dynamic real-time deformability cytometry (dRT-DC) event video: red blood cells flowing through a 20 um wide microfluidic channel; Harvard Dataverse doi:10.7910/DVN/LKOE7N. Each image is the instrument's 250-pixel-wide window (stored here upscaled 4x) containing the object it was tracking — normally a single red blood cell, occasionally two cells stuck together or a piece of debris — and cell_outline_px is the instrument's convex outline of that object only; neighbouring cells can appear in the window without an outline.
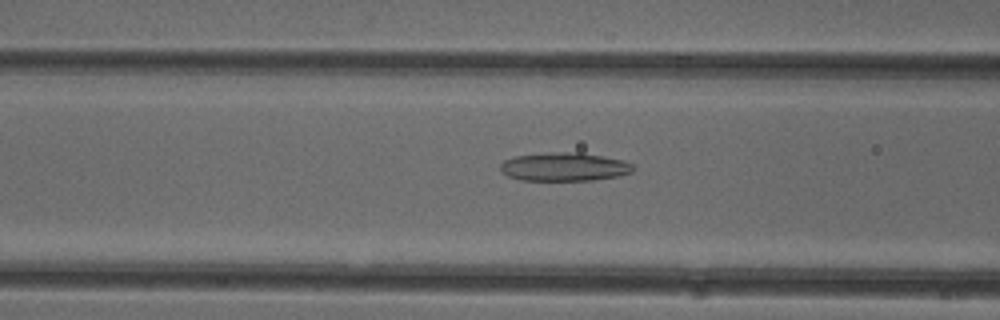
{"species": "common noctule bat (a hibernating species)", "species_latin": "Nyctalus noctula", "temperature_condition": "cold", "stored_images_in_passage": 51, "camera_frame_rate_fps": 3000, "um_per_image_px": 0.085, "animal": {"sex": "female"}, "frame": {"image": 1, "passage_image": 20, "time_ms": 6.333, "image_size_px": [1000, 320], "cell_outline_px": [[636, 168], [632, 172], [620, 176], [592, 180], [520, 180], [508, 176], [500, 172], [500, 164], [504, 160], [516, 156], [548, 152], [580, 152], [604, 156], [624, 160], [632, 164]], "centroid_in_image_um": [47.98, 14.17], "position_along_channel_um": 118.6, "area_um2": 22.31}}
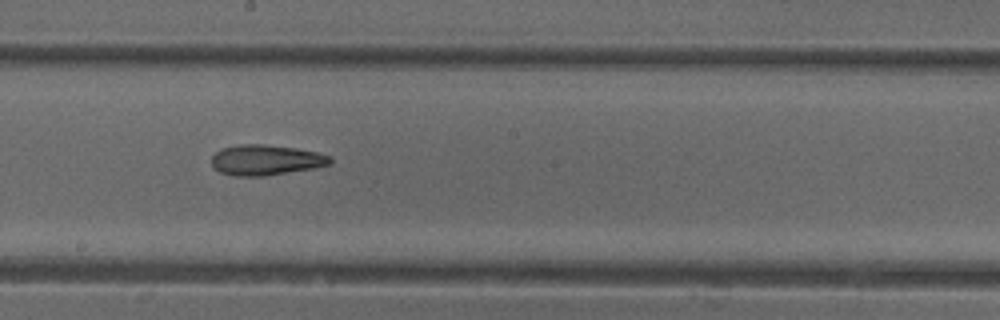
{"frame": {"image": 2, "passage_image": 28, "time_ms": 9.0, "image_size_px": [1000, 320], "cell_outline_px": [[332, 164], [316, 168], [264, 176], [236, 176], [220, 172], [212, 168], [212, 156], [220, 148], [240, 144], [264, 144], [296, 148], [316, 152], [332, 156]], "centroid_in_image_um": [22.61, 13.6], "position_along_channel_um": 225.6, "area_um2": 21.27}}
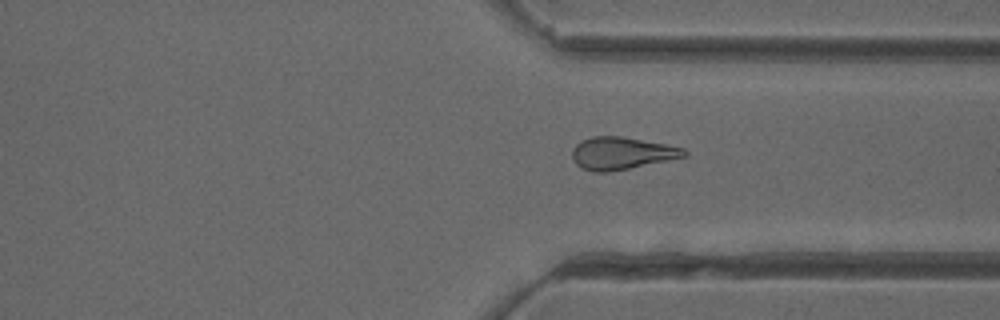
{"frame": {"image": 3, "passage_image": 38, "time_ms": 12.333, "image_size_px": [1000, 320], "cell_outline_px": [[688, 156], [608, 172], [592, 172], [580, 168], [572, 160], [572, 148], [580, 140], [592, 136], [620, 136], [664, 144], [684, 148], [688, 152]], "centroid_in_image_um": [52.79, 13.03], "position_along_channel_um": 358.6, "area_um2": 21.15}, "authors_computed_cell_mechanics": {"area_um2": 22.1374, "velocity_mm_per_s": 4.0071, "shape_relaxation_time_tau1_ms": null, "shape_relaxation_time_tau2_ms": 9.7584, "deformation_change_tau1": null, "deformation_change_tau2": 0.2426}}